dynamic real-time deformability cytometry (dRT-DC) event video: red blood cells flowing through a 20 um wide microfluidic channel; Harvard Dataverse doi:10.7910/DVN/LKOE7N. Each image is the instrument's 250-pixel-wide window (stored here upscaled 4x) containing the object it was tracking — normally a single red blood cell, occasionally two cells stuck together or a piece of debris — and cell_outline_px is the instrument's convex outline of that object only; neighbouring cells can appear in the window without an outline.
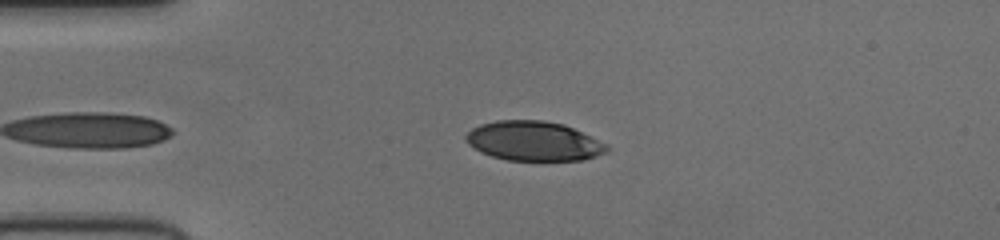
{"species": "human", "species_latin": "Homo sapiens", "temperature_condition": "cold", "stored_images_in_passage": 37, "camera_frame_rate_fps": 3000, "um_per_image_px": 0.085, "donor": {"sex": "female"}, "frame": {"image": 1, "passage_image": 2, "time_ms": 0.333, "image_size_px": [1000, 240], "cell_outline_px": [[612, 148], [608, 152], [596, 156], [580, 160], [508, 160], [492, 156], [480, 152], [468, 144], [464, 140], [464, 136], [472, 128], [480, 124], [496, 120], [544, 120], [564, 124], [608, 144]], "centroid_in_image_um": [45.37, 11.98], "position_along_channel_um": 39.6, "area_um2": 32.66}}
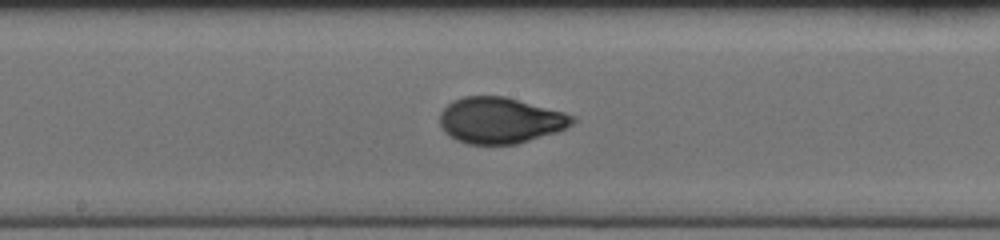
{"frame": {"image": 2, "passage_image": 17, "time_ms": 5.333, "image_size_px": [1000, 240], "cell_outline_px": [[576, 120], [572, 124], [556, 132], [516, 144], [468, 144], [456, 140], [444, 132], [440, 124], [440, 112], [452, 100], [464, 96], [504, 96], [564, 112], [576, 116]], "centroid_in_image_um": [42.5, 10.23], "position_along_channel_um": 205.7, "area_um2": 35.55}}
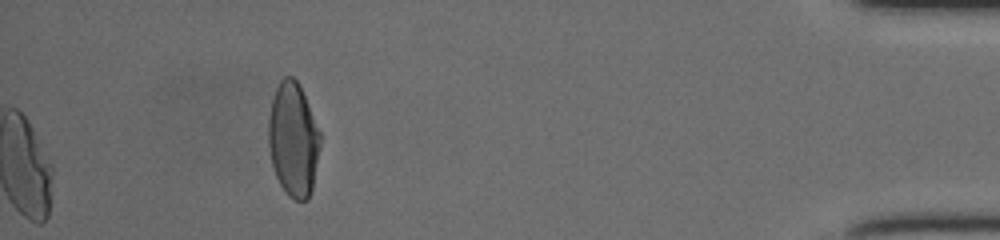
{"frame": {"image": 3, "passage_image": 37, "time_ms": 12.0, "image_size_px": [1000, 240], "cell_outline_px": [[320, 144], [312, 188], [308, 200], [296, 200], [288, 196], [284, 192], [276, 176], [272, 164], [268, 144], [268, 120], [272, 100], [276, 88], [280, 80], [284, 76], [292, 76], [300, 84], [320, 132]], "centroid_in_image_um": [24.91, 11.85], "position_along_channel_um": 410.3, "area_um2": 34.39}}